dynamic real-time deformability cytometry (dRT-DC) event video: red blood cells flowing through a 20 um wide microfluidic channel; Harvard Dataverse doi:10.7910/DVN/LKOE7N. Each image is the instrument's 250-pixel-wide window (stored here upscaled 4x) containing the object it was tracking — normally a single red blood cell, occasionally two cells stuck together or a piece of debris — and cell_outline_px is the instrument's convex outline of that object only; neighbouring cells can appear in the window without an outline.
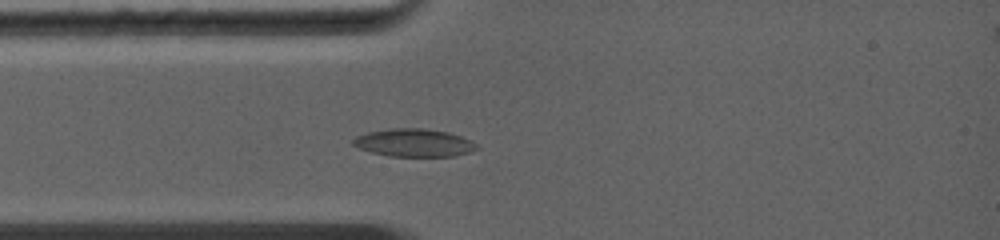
{"species": "common noctule bat (a hibernating species)", "species_latin": "Nyctalus noctula", "temperature_condition": "warm", "stored_images_in_passage": 9, "camera_frame_rate_fps": 5000, "um_per_image_px": 0.085, "animal": {"sex": "female", "body_mass_g": 19.0, "forearm_length_mm": 56.7}, "frame": {"image": 1, "passage_image": 4, "time_ms": 2.6, "image_size_px": [1000, 240], "cell_outline_px": [[480, 148], [456, 156], [388, 156], [372, 152], [360, 148], [352, 144], [352, 140], [356, 136], [368, 132], [388, 128], [424, 128], [448, 132], [460, 136], [476, 144]], "centroid_in_image_um": [35.17, 12.13], "position_along_channel_um": 49.8, "area_um2": 20.0}}
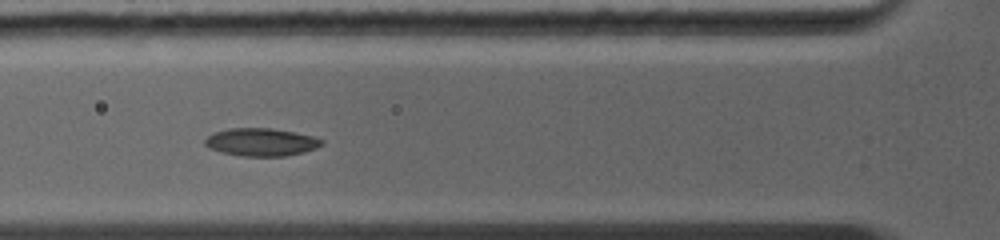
{"frame": {"image": 2, "passage_image": 6, "time_ms": 3.8, "image_size_px": [1000, 240], "cell_outline_px": [[324, 144], [316, 148], [304, 152], [284, 156], [240, 156], [220, 152], [208, 148], [204, 144], [204, 140], [212, 132], [228, 128], [272, 128], [312, 136], [324, 140]], "centroid_in_image_um": [22.16, 12.08], "position_along_channel_um": 103.6, "area_um2": 19.07}}
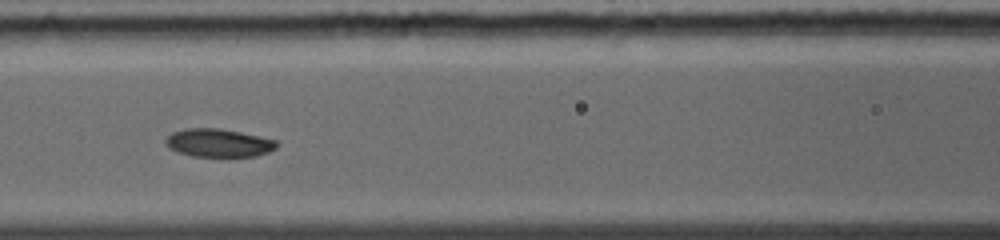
{"frame": {"image": 3, "passage_image": 8, "time_ms": 4.8, "image_size_px": [1000, 240], "cell_outline_px": [[280, 144], [276, 148], [268, 152], [256, 156], [192, 156], [176, 152], [168, 148], [164, 144], [164, 140], [172, 132], [188, 128], [216, 128], [240, 132], [276, 140]], "centroid_in_image_um": [18.55, 12.15], "position_along_channel_um": 148.1, "area_um2": 18.26}}